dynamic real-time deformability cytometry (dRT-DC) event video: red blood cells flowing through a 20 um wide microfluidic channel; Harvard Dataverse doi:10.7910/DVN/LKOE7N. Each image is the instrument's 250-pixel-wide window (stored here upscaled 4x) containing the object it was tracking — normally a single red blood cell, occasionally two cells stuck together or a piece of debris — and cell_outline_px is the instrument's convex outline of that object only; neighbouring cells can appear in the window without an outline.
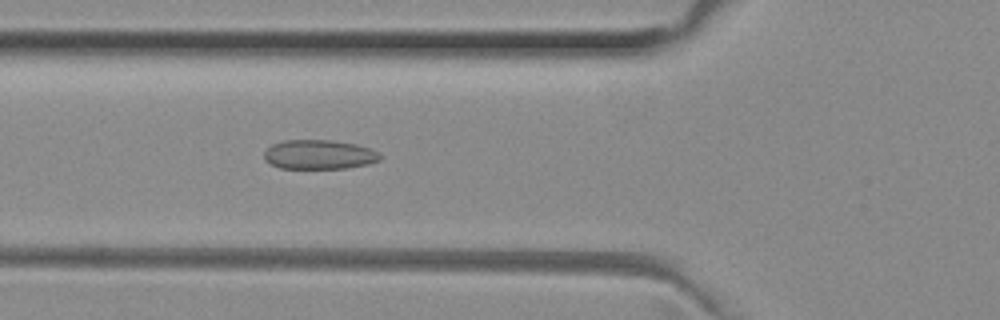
{"species": "common noctule bat (a hibernating species)", "species_latin": "Nyctalus noctula", "temperature_condition": "room temperature", "stored_images_in_passage": 49, "camera_frame_rate_fps": 3000, "um_per_image_px": 0.085, "animal": {"sex": "female", "body_mass_g": 29.2, "forearm_length_mm": 56.3}, "frame": {"image": 1, "passage_image": 17, "time_ms": 5.333, "image_size_px": [1000, 320], "cell_outline_px": [[380, 160], [368, 164], [348, 168], [280, 168], [264, 160], [264, 152], [272, 144], [284, 140], [328, 140], [356, 144], [380, 152]], "centroid_in_image_um": [27.12, 13.14], "position_along_channel_um": 98.7, "area_um2": 19.77}}
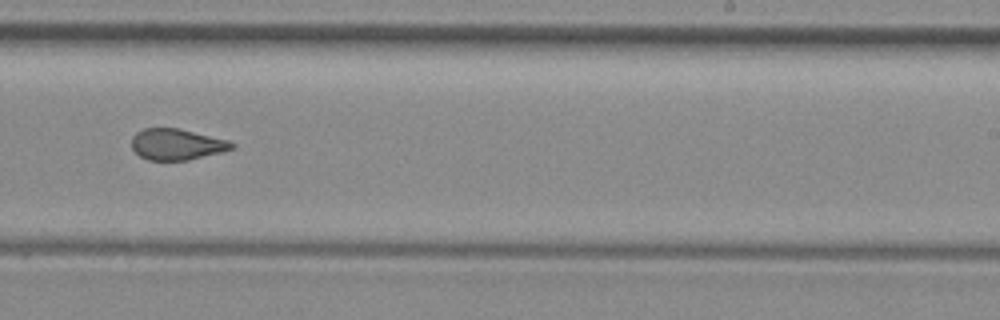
{"frame": {"image": 2, "passage_image": 30, "time_ms": 9.667, "image_size_px": [1000, 320], "cell_outline_px": [[236, 148], [224, 152], [188, 160], [148, 160], [140, 156], [132, 148], [132, 136], [136, 132], [144, 128], [180, 128], [228, 140], [236, 144]], "centroid_in_image_um": [15.06, 12.27], "position_along_channel_um": 273.9, "area_um2": 18.38}}
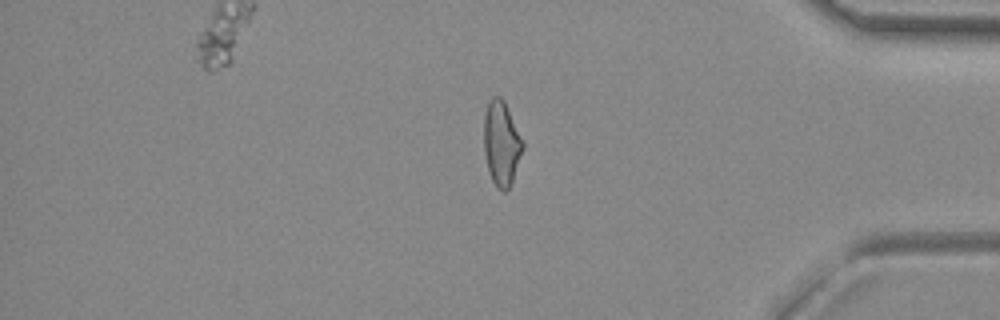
{"frame": {"image": 3, "passage_image": 41, "time_ms": 13.333, "image_size_px": [1000, 320], "cell_outline_px": [[524, 148], [512, 184], [504, 192], [496, 188], [488, 172], [484, 152], [484, 116], [488, 104], [492, 96], [500, 96], [504, 100], [524, 144]], "centroid_in_image_um": [42.62, 12.23], "position_along_channel_um": 392.6, "area_um2": 19.25}, "authors_computed_cell_mechanics": {"area_um2": 19.4208, "velocity_mm_per_s": 4.0451, "shape_relaxation_time_tau1_ms": null, "shape_relaxation_time_tau2_ms": 1.3136, "deformation_change_tau1": null, "deformation_change_tau2": 0.0918}}